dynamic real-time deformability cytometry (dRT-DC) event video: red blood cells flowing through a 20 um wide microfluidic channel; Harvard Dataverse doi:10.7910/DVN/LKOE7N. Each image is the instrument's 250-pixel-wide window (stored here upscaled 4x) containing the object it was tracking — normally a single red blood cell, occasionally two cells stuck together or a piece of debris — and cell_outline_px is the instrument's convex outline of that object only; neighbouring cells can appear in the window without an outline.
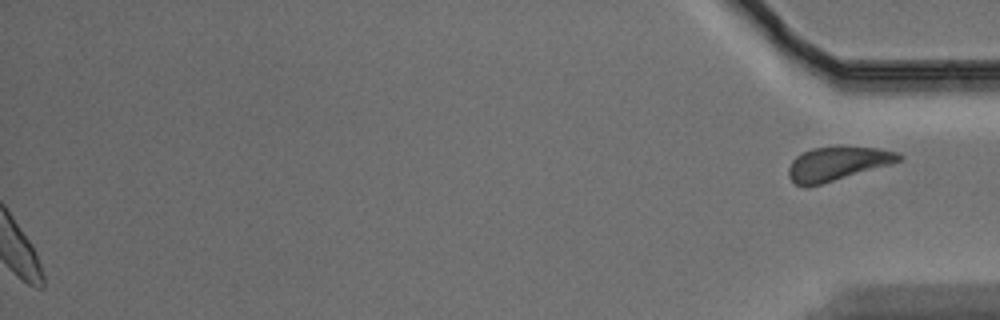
{"species": "Egyptian fruit bat (a non-hibernating species)", "species_latin": "Rousettus aegyptiacus", "temperature_condition": "warm", "stored_images_in_passage": 56, "segment_of_instrument_passage": [2, 2], "camera_frame_rate_fps": 3000, "um_per_image_px": 0.085, "animal": {"sex": "male"}, "frame": {"image": 1, "passage_image": 56, "time_ms": 18.333, "image_size_px": [1000, 320], "cell_outline_px": [[904, 156], [900, 160], [888, 164], [820, 184], [796, 184], [788, 176], [788, 168], [792, 160], [796, 156], [812, 148], [840, 144], [876, 148], [900, 152]], "centroid_in_image_um": [71.19, 13.83], "position_along_channel_um": 364.0, "area_um2": 21.56}}